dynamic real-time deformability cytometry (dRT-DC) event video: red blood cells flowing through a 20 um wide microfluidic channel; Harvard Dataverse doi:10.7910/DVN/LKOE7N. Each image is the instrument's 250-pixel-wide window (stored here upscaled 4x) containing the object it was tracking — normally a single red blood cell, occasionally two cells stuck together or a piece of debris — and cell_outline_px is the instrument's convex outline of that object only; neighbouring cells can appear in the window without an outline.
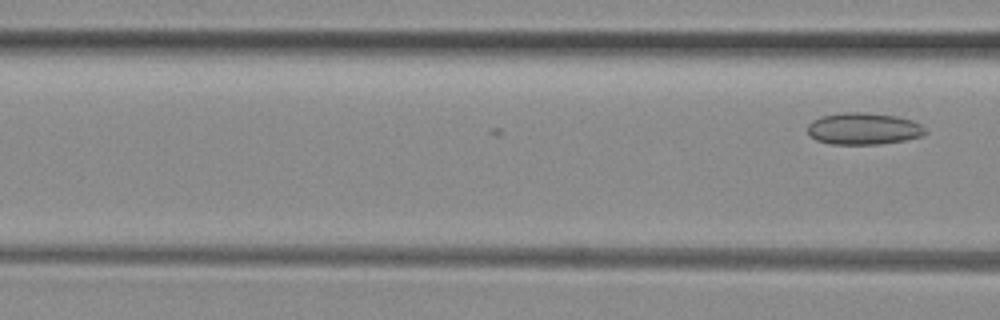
{"species": "common noctule bat (a hibernating species)", "species_latin": "Nyctalus noctula", "temperature_condition": "room temperature", "stored_images_in_passage": 12, "camera_frame_rate_fps": 3000, "um_per_image_px": 0.085, "animal": {"sex": "female", "body_mass_g": 29.2, "forearm_length_mm": 56.3}, "frame": {"image": 1, "passage_image": 12, "time_ms": 3.667, "image_size_px": [1000, 320], "cell_outline_px": [[928, 132], [924, 136], [904, 140], [880, 144], [828, 144], [816, 140], [808, 132], [808, 124], [812, 120], [820, 116], [844, 112], [868, 112], [896, 116], [912, 120], [920, 124]], "centroid_in_image_um": [73.41, 10.93], "position_along_channel_um": 93.2, "area_um2": 22.02}}